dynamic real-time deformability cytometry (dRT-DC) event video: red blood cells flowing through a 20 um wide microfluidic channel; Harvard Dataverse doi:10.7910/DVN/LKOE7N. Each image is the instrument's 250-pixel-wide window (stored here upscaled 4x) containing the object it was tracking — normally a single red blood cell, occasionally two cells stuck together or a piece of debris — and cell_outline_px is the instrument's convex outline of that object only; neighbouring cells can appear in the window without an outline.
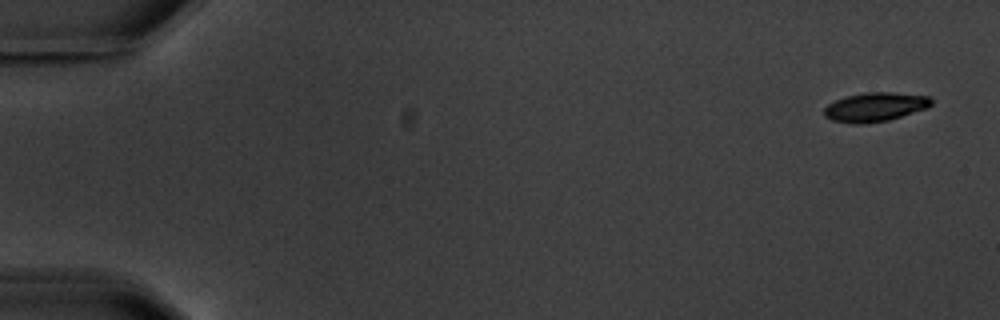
{"species": "common noctule bat (a hibernating species)", "species_latin": "Nyctalus noctula", "temperature_condition": "warm", "stored_images_in_passage": 3, "camera_frame_rate_fps": 3000, "um_per_image_px": 0.085, "animal": {"sex": "male", "body_mass_g": 20.1, "forearm_length_mm": 53.5}, "frame": {"image": 1, "passage_image": 1, "time_ms": 0.0, "image_size_px": [1000, 320], "cell_outline_px": [[932, 104], [928, 108], [888, 120], [864, 124], [852, 124], [832, 120], [824, 116], [824, 108], [828, 104], [836, 100], [848, 96], [864, 92], [892, 92], [928, 96], [932, 100]], "centroid_in_image_um": [74.38, 9.1], "position_along_channel_um": 10.6, "area_um2": 18.15}}